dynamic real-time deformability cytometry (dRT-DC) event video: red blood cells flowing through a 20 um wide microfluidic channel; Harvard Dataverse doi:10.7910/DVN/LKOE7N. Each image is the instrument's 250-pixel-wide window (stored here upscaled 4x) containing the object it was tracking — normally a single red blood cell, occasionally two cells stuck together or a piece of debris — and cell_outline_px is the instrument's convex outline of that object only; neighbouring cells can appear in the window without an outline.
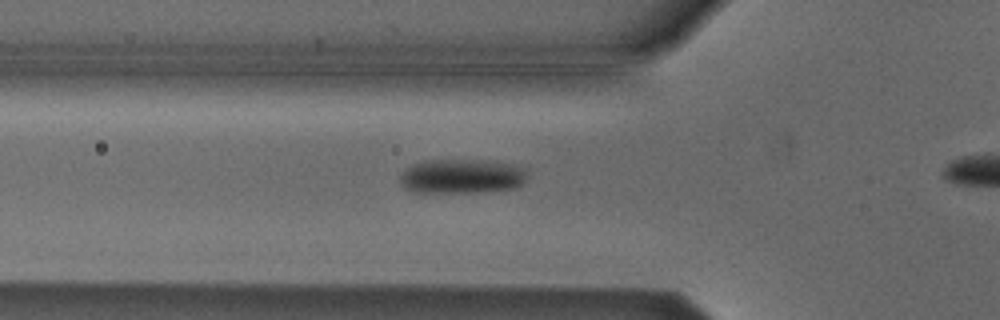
{"species": "Egyptian fruit bat (a non-hibernating species)", "species_latin": "Rousettus aegyptiacus", "temperature_condition": "cold", "stored_images_in_passage": 34, "camera_frame_rate_fps": 3000, "um_per_image_px": 0.085, "animal": {"sex": "male"}, "frame": {"image": 1, "passage_image": 9, "time_ms": 2.667, "image_size_px": [1000, 320], "cell_outline_px": [[528, 176], [520, 184], [512, 188], [484, 192], [416, 192], [404, 188], [400, 180], [400, 176], [408, 168], [424, 160], [496, 160], [524, 168]], "centroid_in_image_um": [39.28, 14.98], "position_along_channel_um": 86.5, "area_um2": 25.43}}
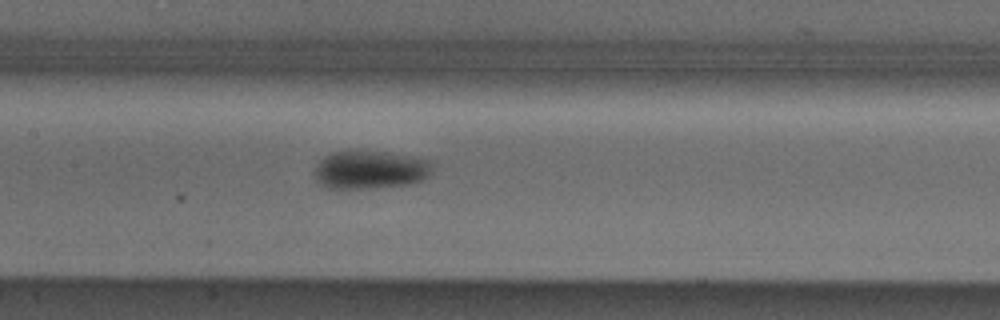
{"frame": {"image": 2, "passage_image": 16, "time_ms": 5.0, "image_size_px": [1000, 320], "cell_outline_px": [[432, 172], [424, 180], [412, 184], [368, 188], [328, 188], [320, 184], [316, 180], [312, 172], [316, 164], [324, 156], [332, 152], [360, 148], [432, 160]], "centroid_in_image_um": [31.44, 14.4], "position_along_channel_um": 176.0, "area_um2": 27.05}}
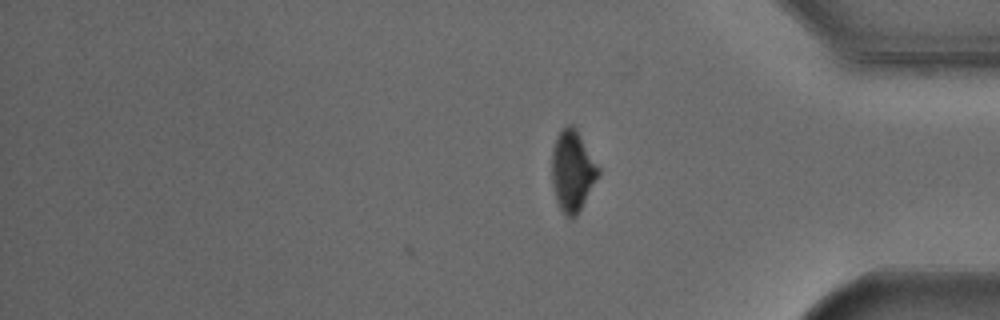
{"frame": {"image": 3, "passage_image": 34, "time_ms": 11.0, "image_size_px": [1000, 320], "cell_outline_px": [[600, 172], [576, 216], [572, 220], [560, 208], [556, 200], [552, 180], [552, 152], [556, 136], [568, 124], [572, 124], [576, 128], [600, 168]], "centroid_in_image_um": [48.65, 14.5], "position_along_channel_um": 386.5, "area_um2": 21.56}, "authors_computed_cell_mechanics": {"area_um2": 24.6806, "velocity_mm_per_s": 3.8149, "shape_relaxation_time_tau1_ms": 2.1347, "shape_relaxation_time_tau2_ms": null, "deformation_change_tau1": 0.0868, "deformation_change_tau2": null}}